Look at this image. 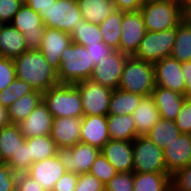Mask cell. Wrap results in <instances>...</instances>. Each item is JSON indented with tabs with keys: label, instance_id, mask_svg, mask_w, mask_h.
<instances>
[{
	"label": "cell",
	"instance_id": "ee69618b",
	"mask_svg": "<svg viewBox=\"0 0 191 191\" xmlns=\"http://www.w3.org/2000/svg\"><path fill=\"white\" fill-rule=\"evenodd\" d=\"M74 191H105V186L90 173H81L78 174V182Z\"/></svg>",
	"mask_w": 191,
	"mask_h": 191
},
{
	"label": "cell",
	"instance_id": "bcb514c9",
	"mask_svg": "<svg viewBox=\"0 0 191 191\" xmlns=\"http://www.w3.org/2000/svg\"><path fill=\"white\" fill-rule=\"evenodd\" d=\"M86 51H89L90 62L93 66L99 63L107 55L111 54L114 50L106 45L103 41L97 44H88L85 46Z\"/></svg>",
	"mask_w": 191,
	"mask_h": 191
},
{
	"label": "cell",
	"instance_id": "e575fe53",
	"mask_svg": "<svg viewBox=\"0 0 191 191\" xmlns=\"http://www.w3.org/2000/svg\"><path fill=\"white\" fill-rule=\"evenodd\" d=\"M73 43L86 46L88 44H97L103 41L99 30V25L85 21H80L78 26L70 32Z\"/></svg>",
	"mask_w": 191,
	"mask_h": 191
},
{
	"label": "cell",
	"instance_id": "52a82bcc",
	"mask_svg": "<svg viewBox=\"0 0 191 191\" xmlns=\"http://www.w3.org/2000/svg\"><path fill=\"white\" fill-rule=\"evenodd\" d=\"M133 172L168 173L163 150L147 136H138L133 140Z\"/></svg>",
	"mask_w": 191,
	"mask_h": 191
},
{
	"label": "cell",
	"instance_id": "7c38bea8",
	"mask_svg": "<svg viewBox=\"0 0 191 191\" xmlns=\"http://www.w3.org/2000/svg\"><path fill=\"white\" fill-rule=\"evenodd\" d=\"M129 55L114 50L107 55L98 64L94 66L91 80L102 86L117 89L120 83L124 64Z\"/></svg>",
	"mask_w": 191,
	"mask_h": 191
},
{
	"label": "cell",
	"instance_id": "5b68a950",
	"mask_svg": "<svg viewBox=\"0 0 191 191\" xmlns=\"http://www.w3.org/2000/svg\"><path fill=\"white\" fill-rule=\"evenodd\" d=\"M43 102L53 118L83 117L80 92L74 84H58L43 93Z\"/></svg>",
	"mask_w": 191,
	"mask_h": 191
},
{
	"label": "cell",
	"instance_id": "b9f144b4",
	"mask_svg": "<svg viewBox=\"0 0 191 191\" xmlns=\"http://www.w3.org/2000/svg\"><path fill=\"white\" fill-rule=\"evenodd\" d=\"M23 3V0H0V24H10Z\"/></svg>",
	"mask_w": 191,
	"mask_h": 191
},
{
	"label": "cell",
	"instance_id": "7bdbcfd3",
	"mask_svg": "<svg viewBox=\"0 0 191 191\" xmlns=\"http://www.w3.org/2000/svg\"><path fill=\"white\" fill-rule=\"evenodd\" d=\"M16 79L13 59L0 57V91Z\"/></svg>",
	"mask_w": 191,
	"mask_h": 191
},
{
	"label": "cell",
	"instance_id": "4dcf8cb0",
	"mask_svg": "<svg viewBox=\"0 0 191 191\" xmlns=\"http://www.w3.org/2000/svg\"><path fill=\"white\" fill-rule=\"evenodd\" d=\"M142 95L115 89L109 104L108 115H131L140 103Z\"/></svg>",
	"mask_w": 191,
	"mask_h": 191
},
{
	"label": "cell",
	"instance_id": "8992f818",
	"mask_svg": "<svg viewBox=\"0 0 191 191\" xmlns=\"http://www.w3.org/2000/svg\"><path fill=\"white\" fill-rule=\"evenodd\" d=\"M176 39V27L163 31H146L134 58L155 64L170 57Z\"/></svg>",
	"mask_w": 191,
	"mask_h": 191
},
{
	"label": "cell",
	"instance_id": "60d3db41",
	"mask_svg": "<svg viewBox=\"0 0 191 191\" xmlns=\"http://www.w3.org/2000/svg\"><path fill=\"white\" fill-rule=\"evenodd\" d=\"M176 126L181 133L191 135V99L187 98L184 100L177 118L175 120Z\"/></svg>",
	"mask_w": 191,
	"mask_h": 191
},
{
	"label": "cell",
	"instance_id": "cb8c5ba5",
	"mask_svg": "<svg viewBox=\"0 0 191 191\" xmlns=\"http://www.w3.org/2000/svg\"><path fill=\"white\" fill-rule=\"evenodd\" d=\"M27 50L23 33L11 24H0V57L15 59Z\"/></svg>",
	"mask_w": 191,
	"mask_h": 191
},
{
	"label": "cell",
	"instance_id": "d4e9b609",
	"mask_svg": "<svg viewBox=\"0 0 191 191\" xmlns=\"http://www.w3.org/2000/svg\"><path fill=\"white\" fill-rule=\"evenodd\" d=\"M26 140L19 125L9 124L0 128V158L8 164L16 155L20 145Z\"/></svg>",
	"mask_w": 191,
	"mask_h": 191
},
{
	"label": "cell",
	"instance_id": "277c9868",
	"mask_svg": "<svg viewBox=\"0 0 191 191\" xmlns=\"http://www.w3.org/2000/svg\"><path fill=\"white\" fill-rule=\"evenodd\" d=\"M156 87L154 64L129 56L124 64L118 89L142 96Z\"/></svg>",
	"mask_w": 191,
	"mask_h": 191
},
{
	"label": "cell",
	"instance_id": "db71d44e",
	"mask_svg": "<svg viewBox=\"0 0 191 191\" xmlns=\"http://www.w3.org/2000/svg\"><path fill=\"white\" fill-rule=\"evenodd\" d=\"M9 124H10V120L8 117V109L0 105V128L3 126H7Z\"/></svg>",
	"mask_w": 191,
	"mask_h": 191
},
{
	"label": "cell",
	"instance_id": "ba28073f",
	"mask_svg": "<svg viewBox=\"0 0 191 191\" xmlns=\"http://www.w3.org/2000/svg\"><path fill=\"white\" fill-rule=\"evenodd\" d=\"M47 28L70 33L83 20L76 0H57L45 12H39Z\"/></svg>",
	"mask_w": 191,
	"mask_h": 191
},
{
	"label": "cell",
	"instance_id": "4fadbf2b",
	"mask_svg": "<svg viewBox=\"0 0 191 191\" xmlns=\"http://www.w3.org/2000/svg\"><path fill=\"white\" fill-rule=\"evenodd\" d=\"M119 51L133 56L146 33L143 16L139 11L123 12Z\"/></svg>",
	"mask_w": 191,
	"mask_h": 191
},
{
	"label": "cell",
	"instance_id": "7dc6e473",
	"mask_svg": "<svg viewBox=\"0 0 191 191\" xmlns=\"http://www.w3.org/2000/svg\"><path fill=\"white\" fill-rule=\"evenodd\" d=\"M78 182V174L66 172L54 184L52 191H74Z\"/></svg>",
	"mask_w": 191,
	"mask_h": 191
},
{
	"label": "cell",
	"instance_id": "c3c4849f",
	"mask_svg": "<svg viewBox=\"0 0 191 191\" xmlns=\"http://www.w3.org/2000/svg\"><path fill=\"white\" fill-rule=\"evenodd\" d=\"M16 191H45L41 185L26 173H19L16 180Z\"/></svg>",
	"mask_w": 191,
	"mask_h": 191
},
{
	"label": "cell",
	"instance_id": "30bf717a",
	"mask_svg": "<svg viewBox=\"0 0 191 191\" xmlns=\"http://www.w3.org/2000/svg\"><path fill=\"white\" fill-rule=\"evenodd\" d=\"M101 149L78 142L70 148H57V157L67 172L89 173Z\"/></svg>",
	"mask_w": 191,
	"mask_h": 191
},
{
	"label": "cell",
	"instance_id": "1f68e13d",
	"mask_svg": "<svg viewBox=\"0 0 191 191\" xmlns=\"http://www.w3.org/2000/svg\"><path fill=\"white\" fill-rule=\"evenodd\" d=\"M180 133L175 121L160 118L146 136L163 150L175 140Z\"/></svg>",
	"mask_w": 191,
	"mask_h": 191
},
{
	"label": "cell",
	"instance_id": "ffe728a7",
	"mask_svg": "<svg viewBox=\"0 0 191 191\" xmlns=\"http://www.w3.org/2000/svg\"><path fill=\"white\" fill-rule=\"evenodd\" d=\"M53 116L43 100L19 125L25 138L47 136L51 134Z\"/></svg>",
	"mask_w": 191,
	"mask_h": 191
},
{
	"label": "cell",
	"instance_id": "8d00e7d4",
	"mask_svg": "<svg viewBox=\"0 0 191 191\" xmlns=\"http://www.w3.org/2000/svg\"><path fill=\"white\" fill-rule=\"evenodd\" d=\"M89 173L106 185L118 171L109 163L102 153H100L92 164Z\"/></svg>",
	"mask_w": 191,
	"mask_h": 191
},
{
	"label": "cell",
	"instance_id": "f35d334b",
	"mask_svg": "<svg viewBox=\"0 0 191 191\" xmlns=\"http://www.w3.org/2000/svg\"><path fill=\"white\" fill-rule=\"evenodd\" d=\"M134 172H118L105 186V191H133Z\"/></svg>",
	"mask_w": 191,
	"mask_h": 191
},
{
	"label": "cell",
	"instance_id": "f907efd6",
	"mask_svg": "<svg viewBox=\"0 0 191 191\" xmlns=\"http://www.w3.org/2000/svg\"><path fill=\"white\" fill-rule=\"evenodd\" d=\"M26 6H29L35 12H46L47 9L57 0H23Z\"/></svg>",
	"mask_w": 191,
	"mask_h": 191
},
{
	"label": "cell",
	"instance_id": "3957f363",
	"mask_svg": "<svg viewBox=\"0 0 191 191\" xmlns=\"http://www.w3.org/2000/svg\"><path fill=\"white\" fill-rule=\"evenodd\" d=\"M146 31H163L182 21L181 3L176 0H145L140 8Z\"/></svg>",
	"mask_w": 191,
	"mask_h": 191
},
{
	"label": "cell",
	"instance_id": "f5cc1de1",
	"mask_svg": "<svg viewBox=\"0 0 191 191\" xmlns=\"http://www.w3.org/2000/svg\"><path fill=\"white\" fill-rule=\"evenodd\" d=\"M182 21L191 26V2H180Z\"/></svg>",
	"mask_w": 191,
	"mask_h": 191
},
{
	"label": "cell",
	"instance_id": "ab89813d",
	"mask_svg": "<svg viewBox=\"0 0 191 191\" xmlns=\"http://www.w3.org/2000/svg\"><path fill=\"white\" fill-rule=\"evenodd\" d=\"M173 191H191V163L171 174Z\"/></svg>",
	"mask_w": 191,
	"mask_h": 191
},
{
	"label": "cell",
	"instance_id": "681fc988",
	"mask_svg": "<svg viewBox=\"0 0 191 191\" xmlns=\"http://www.w3.org/2000/svg\"><path fill=\"white\" fill-rule=\"evenodd\" d=\"M115 8L122 12L139 11L145 0H112Z\"/></svg>",
	"mask_w": 191,
	"mask_h": 191
},
{
	"label": "cell",
	"instance_id": "f6af8a7d",
	"mask_svg": "<svg viewBox=\"0 0 191 191\" xmlns=\"http://www.w3.org/2000/svg\"><path fill=\"white\" fill-rule=\"evenodd\" d=\"M18 174L15 173L8 164L0 165V191H16V180Z\"/></svg>",
	"mask_w": 191,
	"mask_h": 191
},
{
	"label": "cell",
	"instance_id": "5bb4252c",
	"mask_svg": "<svg viewBox=\"0 0 191 191\" xmlns=\"http://www.w3.org/2000/svg\"><path fill=\"white\" fill-rule=\"evenodd\" d=\"M154 71L156 86L185 95L186 81L181 62L171 56L165 57L154 64Z\"/></svg>",
	"mask_w": 191,
	"mask_h": 191
},
{
	"label": "cell",
	"instance_id": "4316f807",
	"mask_svg": "<svg viewBox=\"0 0 191 191\" xmlns=\"http://www.w3.org/2000/svg\"><path fill=\"white\" fill-rule=\"evenodd\" d=\"M107 125L111 140L133 141L137 137L131 115H107Z\"/></svg>",
	"mask_w": 191,
	"mask_h": 191
},
{
	"label": "cell",
	"instance_id": "6da1fadb",
	"mask_svg": "<svg viewBox=\"0 0 191 191\" xmlns=\"http://www.w3.org/2000/svg\"><path fill=\"white\" fill-rule=\"evenodd\" d=\"M16 78L27 82L34 90L44 93L59 83L57 71L40 50H27L13 59Z\"/></svg>",
	"mask_w": 191,
	"mask_h": 191
},
{
	"label": "cell",
	"instance_id": "2e32d148",
	"mask_svg": "<svg viewBox=\"0 0 191 191\" xmlns=\"http://www.w3.org/2000/svg\"><path fill=\"white\" fill-rule=\"evenodd\" d=\"M164 161L168 174L184 168L191 163V135L180 133L163 149Z\"/></svg>",
	"mask_w": 191,
	"mask_h": 191
},
{
	"label": "cell",
	"instance_id": "44dd1931",
	"mask_svg": "<svg viewBox=\"0 0 191 191\" xmlns=\"http://www.w3.org/2000/svg\"><path fill=\"white\" fill-rule=\"evenodd\" d=\"M109 140L107 116L91 115L82 117L80 142L101 149Z\"/></svg>",
	"mask_w": 191,
	"mask_h": 191
},
{
	"label": "cell",
	"instance_id": "484cf974",
	"mask_svg": "<svg viewBox=\"0 0 191 191\" xmlns=\"http://www.w3.org/2000/svg\"><path fill=\"white\" fill-rule=\"evenodd\" d=\"M82 18L93 24H101L116 10L112 0H76Z\"/></svg>",
	"mask_w": 191,
	"mask_h": 191
},
{
	"label": "cell",
	"instance_id": "816d5d0a",
	"mask_svg": "<svg viewBox=\"0 0 191 191\" xmlns=\"http://www.w3.org/2000/svg\"><path fill=\"white\" fill-rule=\"evenodd\" d=\"M182 71L186 81L185 96L191 99V61L182 63Z\"/></svg>",
	"mask_w": 191,
	"mask_h": 191
},
{
	"label": "cell",
	"instance_id": "f1b7e54d",
	"mask_svg": "<svg viewBox=\"0 0 191 191\" xmlns=\"http://www.w3.org/2000/svg\"><path fill=\"white\" fill-rule=\"evenodd\" d=\"M170 188L168 173L134 172L133 191H168Z\"/></svg>",
	"mask_w": 191,
	"mask_h": 191
},
{
	"label": "cell",
	"instance_id": "836d02e7",
	"mask_svg": "<svg viewBox=\"0 0 191 191\" xmlns=\"http://www.w3.org/2000/svg\"><path fill=\"white\" fill-rule=\"evenodd\" d=\"M29 143L31 162H39L57 154V146L50 135L26 138Z\"/></svg>",
	"mask_w": 191,
	"mask_h": 191
},
{
	"label": "cell",
	"instance_id": "d6986e66",
	"mask_svg": "<svg viewBox=\"0 0 191 191\" xmlns=\"http://www.w3.org/2000/svg\"><path fill=\"white\" fill-rule=\"evenodd\" d=\"M101 153L118 172H133V141L110 139L101 148Z\"/></svg>",
	"mask_w": 191,
	"mask_h": 191
},
{
	"label": "cell",
	"instance_id": "d6a6232c",
	"mask_svg": "<svg viewBox=\"0 0 191 191\" xmlns=\"http://www.w3.org/2000/svg\"><path fill=\"white\" fill-rule=\"evenodd\" d=\"M171 57L181 63L191 61V26L183 21L176 27V39Z\"/></svg>",
	"mask_w": 191,
	"mask_h": 191
},
{
	"label": "cell",
	"instance_id": "9a60e30c",
	"mask_svg": "<svg viewBox=\"0 0 191 191\" xmlns=\"http://www.w3.org/2000/svg\"><path fill=\"white\" fill-rule=\"evenodd\" d=\"M71 43L70 33L46 27L39 50L48 63L58 72L60 55Z\"/></svg>",
	"mask_w": 191,
	"mask_h": 191
},
{
	"label": "cell",
	"instance_id": "9c48e42d",
	"mask_svg": "<svg viewBox=\"0 0 191 191\" xmlns=\"http://www.w3.org/2000/svg\"><path fill=\"white\" fill-rule=\"evenodd\" d=\"M79 92L84 116H107L113 89L102 86L91 79L74 84Z\"/></svg>",
	"mask_w": 191,
	"mask_h": 191
},
{
	"label": "cell",
	"instance_id": "7a4b0ae2",
	"mask_svg": "<svg viewBox=\"0 0 191 191\" xmlns=\"http://www.w3.org/2000/svg\"><path fill=\"white\" fill-rule=\"evenodd\" d=\"M93 70L89 51L85 46L72 42L60 55L57 76L60 84H75L90 79Z\"/></svg>",
	"mask_w": 191,
	"mask_h": 191
},
{
	"label": "cell",
	"instance_id": "ac0fdd59",
	"mask_svg": "<svg viewBox=\"0 0 191 191\" xmlns=\"http://www.w3.org/2000/svg\"><path fill=\"white\" fill-rule=\"evenodd\" d=\"M67 171L56 156L34 162L26 172L45 191H52L57 180Z\"/></svg>",
	"mask_w": 191,
	"mask_h": 191
},
{
	"label": "cell",
	"instance_id": "603a6c76",
	"mask_svg": "<svg viewBox=\"0 0 191 191\" xmlns=\"http://www.w3.org/2000/svg\"><path fill=\"white\" fill-rule=\"evenodd\" d=\"M131 116L136 125L137 137L146 136L160 119L159 111L151 94L141 97L139 105Z\"/></svg>",
	"mask_w": 191,
	"mask_h": 191
},
{
	"label": "cell",
	"instance_id": "74e56055",
	"mask_svg": "<svg viewBox=\"0 0 191 191\" xmlns=\"http://www.w3.org/2000/svg\"><path fill=\"white\" fill-rule=\"evenodd\" d=\"M32 164L29 152V143L25 140L20 145L15 157L8 163V165L15 173L19 174L26 173Z\"/></svg>",
	"mask_w": 191,
	"mask_h": 191
},
{
	"label": "cell",
	"instance_id": "d590c367",
	"mask_svg": "<svg viewBox=\"0 0 191 191\" xmlns=\"http://www.w3.org/2000/svg\"><path fill=\"white\" fill-rule=\"evenodd\" d=\"M34 89L27 82L16 78L0 91V105L8 109L21 96L32 93Z\"/></svg>",
	"mask_w": 191,
	"mask_h": 191
},
{
	"label": "cell",
	"instance_id": "8fae6325",
	"mask_svg": "<svg viewBox=\"0 0 191 191\" xmlns=\"http://www.w3.org/2000/svg\"><path fill=\"white\" fill-rule=\"evenodd\" d=\"M10 24L24 34L28 50L40 49L46 26L38 12L23 3Z\"/></svg>",
	"mask_w": 191,
	"mask_h": 191
},
{
	"label": "cell",
	"instance_id": "7402d4cb",
	"mask_svg": "<svg viewBox=\"0 0 191 191\" xmlns=\"http://www.w3.org/2000/svg\"><path fill=\"white\" fill-rule=\"evenodd\" d=\"M160 118L175 121L180 108L186 99L185 95L170 89L156 86L151 93Z\"/></svg>",
	"mask_w": 191,
	"mask_h": 191
},
{
	"label": "cell",
	"instance_id": "11a10c76",
	"mask_svg": "<svg viewBox=\"0 0 191 191\" xmlns=\"http://www.w3.org/2000/svg\"><path fill=\"white\" fill-rule=\"evenodd\" d=\"M179 2H191V0H179Z\"/></svg>",
	"mask_w": 191,
	"mask_h": 191
},
{
	"label": "cell",
	"instance_id": "83f0119b",
	"mask_svg": "<svg viewBox=\"0 0 191 191\" xmlns=\"http://www.w3.org/2000/svg\"><path fill=\"white\" fill-rule=\"evenodd\" d=\"M42 100L43 93L37 90L21 96L8 108L10 124H20Z\"/></svg>",
	"mask_w": 191,
	"mask_h": 191
},
{
	"label": "cell",
	"instance_id": "e0dca14e",
	"mask_svg": "<svg viewBox=\"0 0 191 191\" xmlns=\"http://www.w3.org/2000/svg\"><path fill=\"white\" fill-rule=\"evenodd\" d=\"M82 117L53 118L51 138L57 148H70L80 142Z\"/></svg>",
	"mask_w": 191,
	"mask_h": 191
},
{
	"label": "cell",
	"instance_id": "f546056e",
	"mask_svg": "<svg viewBox=\"0 0 191 191\" xmlns=\"http://www.w3.org/2000/svg\"><path fill=\"white\" fill-rule=\"evenodd\" d=\"M123 12L116 9L99 24L103 42L113 50H119Z\"/></svg>",
	"mask_w": 191,
	"mask_h": 191
}]
</instances>
